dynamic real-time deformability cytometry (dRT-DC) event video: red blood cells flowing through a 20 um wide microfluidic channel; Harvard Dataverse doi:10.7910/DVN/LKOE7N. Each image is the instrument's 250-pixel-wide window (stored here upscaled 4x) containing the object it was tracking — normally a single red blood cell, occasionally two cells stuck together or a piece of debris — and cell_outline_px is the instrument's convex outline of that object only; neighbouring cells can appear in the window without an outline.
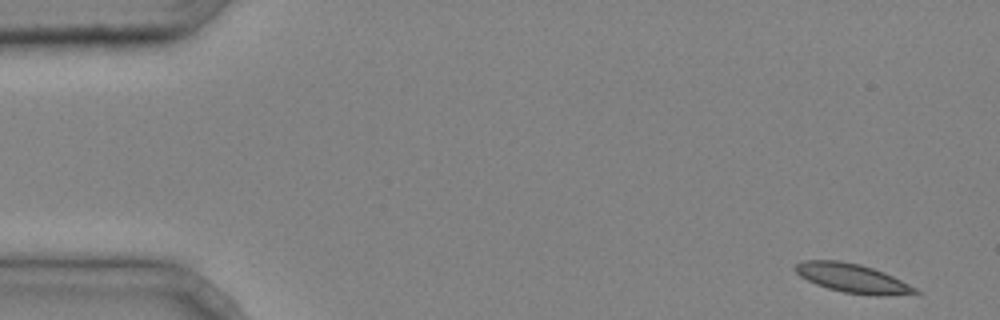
{"species": "common noctule bat (a hibernating species)", "species_latin": "Nyctalus noctula", "temperature_condition": "cold", "stored_images_in_passage": 4, "camera_frame_rate_fps": 3000, "um_per_image_px": 0.085, "animal": {"sex": "male", "body_mass_g": 20.4}, "frame": {"image": 1, "passage_image": 1, "time_ms": 0.0, "image_size_px": [1000, 320], "cell_outline_px": [[920, 292], [880, 296], [876, 296], [844, 292], [828, 288], [816, 284], [800, 276], [792, 268], [796, 264], [804, 260], [840, 260], [860, 264], [884, 272], [916, 288]], "centroid_in_image_um": [72.4, 23.63], "position_along_channel_um": 12.6, "area_um2": 20.0}}
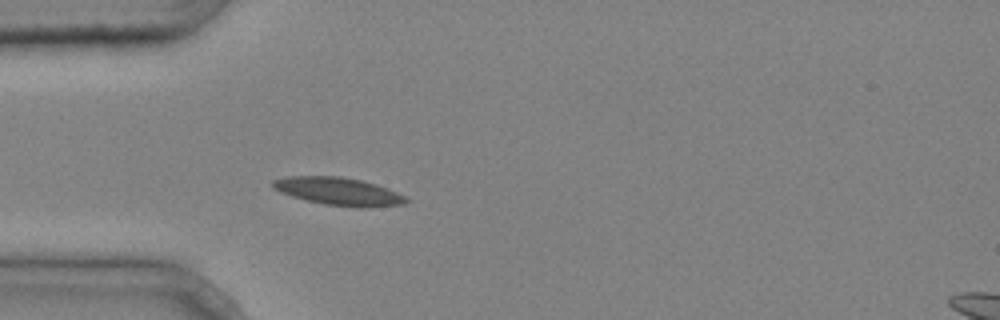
{"frame": {"image": 2, "passage_image": 4, "time_ms": 1.0, "image_size_px": [1000, 320], "cell_outline_px": [[412, 200], [404, 204], [364, 208], [360, 208], [324, 204], [292, 196], [280, 192], [272, 188], [272, 180], [288, 176], [340, 176], [360, 180], [376, 184], [388, 188]], "centroid_in_image_um": [28.79, 16.27], "position_along_channel_um": 56.2, "area_um2": 21.62}}